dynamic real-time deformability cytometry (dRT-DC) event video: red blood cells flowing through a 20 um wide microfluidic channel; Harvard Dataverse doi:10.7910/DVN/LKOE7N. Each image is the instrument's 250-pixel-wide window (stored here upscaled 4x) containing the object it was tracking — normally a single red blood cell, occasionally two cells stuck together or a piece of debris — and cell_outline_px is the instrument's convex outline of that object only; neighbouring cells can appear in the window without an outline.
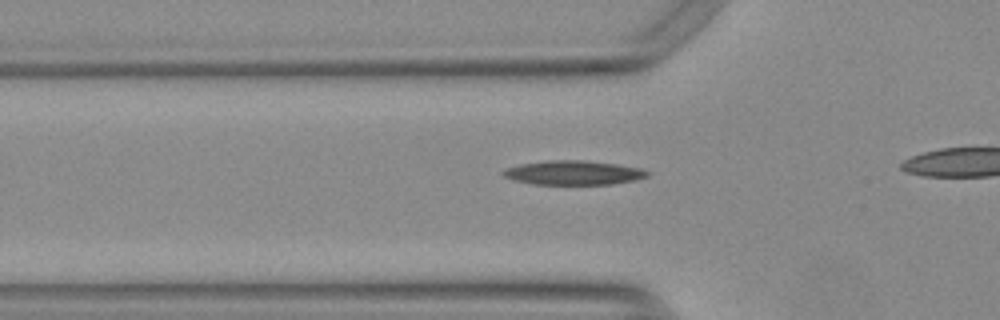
{"species": "Egyptian fruit bat (a non-hibernating species)", "species_latin": "Rousettus aegyptiacus", "temperature_condition": "warm", "stored_images_in_passage": 28, "camera_frame_rate_fps": 3000, "um_per_image_px": 0.085, "animal": {"sex": "female"}, "frame": {"image": 1, "passage_image": 11, "time_ms": 3.333, "image_size_px": [1000, 320], "cell_outline_px": [[652, 172], [648, 176], [636, 180], [612, 184], [532, 184], [516, 180], [504, 176], [500, 172], [504, 168], [520, 164], [548, 160], [584, 160], [616, 164], [640, 168]], "centroid_in_image_um": [48.75, 14.68], "position_along_channel_um": 77.0, "area_um2": 20.4}}
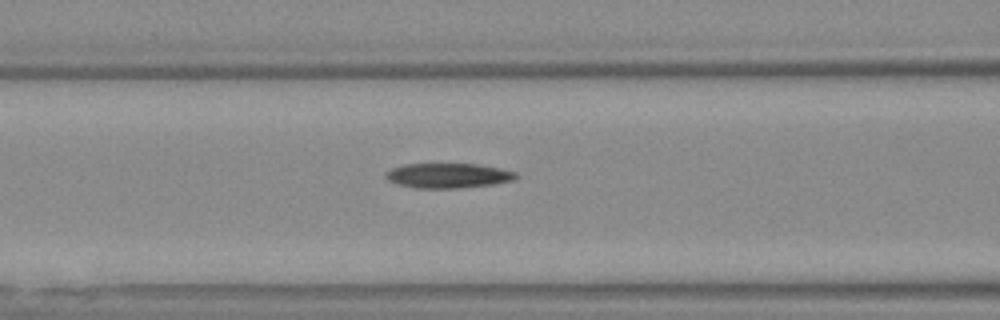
{"frame": {"image": 2, "passage_image": 15, "time_ms": 4.667, "image_size_px": [1000, 320], "cell_outline_px": [[520, 176], [516, 180], [492, 184], [460, 188], [416, 188], [396, 184], [388, 180], [384, 176], [384, 172], [392, 168], [404, 164], [476, 164], [500, 168], [516, 172]], "centroid_in_image_um": [38.09, 14.93], "position_along_channel_um": 128.5, "area_um2": 19.02}}
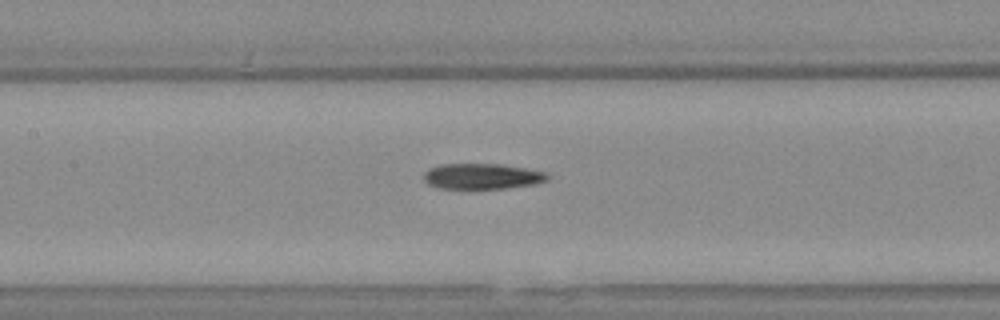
{"frame": {"image": 3, "passage_image": 18, "time_ms": 5.667, "image_size_px": [1000, 320], "cell_outline_px": [[548, 180], [536, 184], [508, 188], [472, 192], [440, 188], [428, 184], [424, 180], [424, 172], [440, 164], [500, 164], [548, 172]], "centroid_in_image_um": [40.98, 15.04], "position_along_channel_um": 166.4, "area_um2": 19.36}}